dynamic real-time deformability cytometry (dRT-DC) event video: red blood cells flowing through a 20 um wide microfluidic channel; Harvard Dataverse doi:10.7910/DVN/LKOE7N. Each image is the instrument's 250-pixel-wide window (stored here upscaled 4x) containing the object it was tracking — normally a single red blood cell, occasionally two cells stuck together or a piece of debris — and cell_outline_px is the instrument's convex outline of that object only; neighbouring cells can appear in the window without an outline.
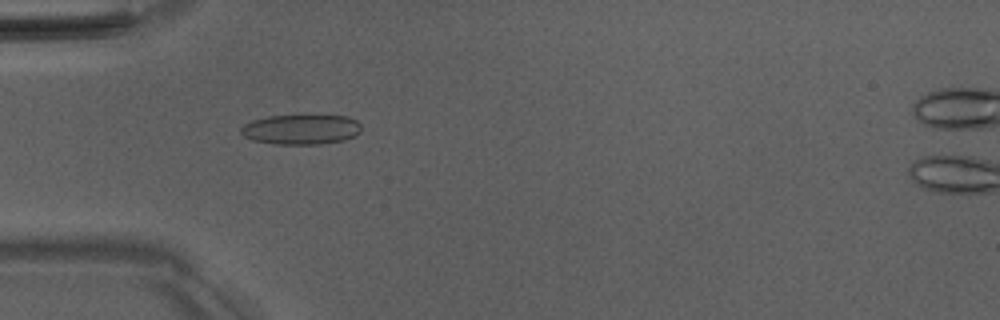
{"species": "Egyptian fruit bat (a non-hibernating species)", "species_latin": "Rousettus aegyptiacus", "temperature_condition": "room temperature", "stored_images_in_passage": 50, "camera_frame_rate_fps": 3000, "um_per_image_px": 0.085, "animal": {"sex": "male"}, "frame": {"image": 1, "passage_image": 15, "time_ms": 4.667, "image_size_px": [1000, 320], "cell_outline_px": [[360, 132], [356, 136], [344, 140], [320, 144], [276, 144], [252, 140], [244, 136], [240, 132], [240, 128], [244, 124], [252, 120], [268, 116], [348, 116], [356, 120], [360, 124]], "centroid_in_image_um": [25.59, 11.01], "position_along_channel_um": 59.4, "area_um2": 20.98}}
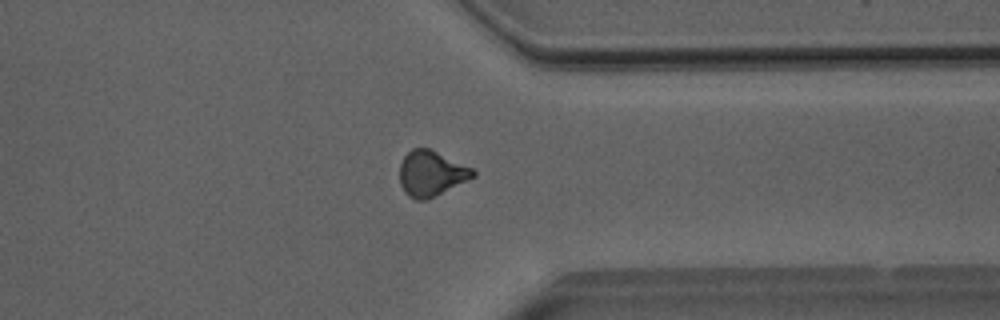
{"frame": {"image": 2, "passage_image": 39, "time_ms": 12.667, "image_size_px": [1000, 320], "cell_outline_px": [[476, 176], [468, 180], [424, 200], [416, 200], [408, 196], [404, 192], [400, 184], [400, 164], [404, 156], [412, 148], [428, 148], [472, 168], [476, 172]], "centroid_in_image_um": [36.63, 14.74], "position_along_channel_um": 374.8, "area_um2": 19.07}}
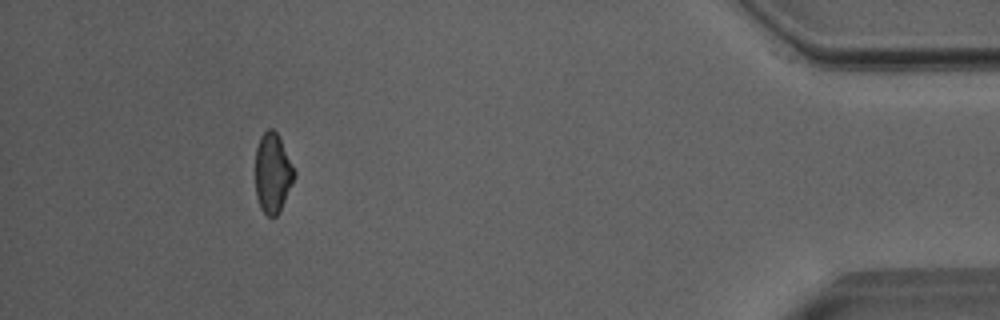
{"frame": {"image": 3, "passage_image": 46, "time_ms": 15.0, "image_size_px": [1000, 320], "cell_outline_px": [[296, 176], [280, 212], [276, 216], [268, 216], [260, 208], [256, 196], [256, 148], [260, 136], [268, 128], [272, 128], [276, 132], [296, 172]], "centroid_in_image_um": [23.18, 14.73], "position_along_channel_um": 412.0, "area_um2": 18.03}, "authors_computed_cell_mechanics": {"area_um2": 19.7098, "velocity_mm_per_s": 4.0356, "shape_relaxation_time_tau1_ms": null, "shape_relaxation_time_tau2_ms": 2.5991, "deformation_change_tau1": null, "deformation_change_tau2": 0.0884}}